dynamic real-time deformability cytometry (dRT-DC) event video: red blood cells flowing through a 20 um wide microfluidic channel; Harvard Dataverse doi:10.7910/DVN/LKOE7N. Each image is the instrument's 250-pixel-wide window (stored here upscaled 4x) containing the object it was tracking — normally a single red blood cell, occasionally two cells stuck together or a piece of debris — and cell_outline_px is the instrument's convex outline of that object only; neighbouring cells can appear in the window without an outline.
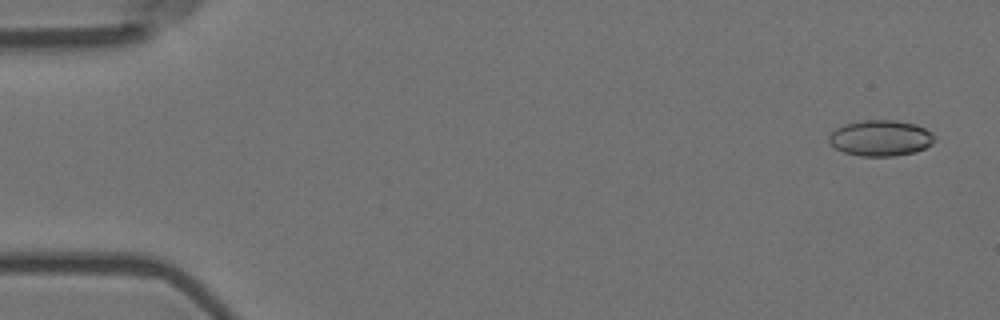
{"species": "Egyptian fruit bat (a non-hibernating species)", "species_latin": "Rousettus aegyptiacus", "temperature_condition": "room temperature", "stored_images_in_passage": 5, "camera_frame_rate_fps": 3000, "um_per_image_px": 0.085, "animal": {"sex": "female"}, "frame": {"image": 1, "passage_image": 1, "time_ms": 0.0, "image_size_px": [1000, 320], "cell_outline_px": [[936, 140], [932, 144], [916, 152], [896, 156], [860, 156], [844, 152], [836, 148], [828, 140], [828, 136], [836, 128], [844, 124], [864, 120], [896, 120], [916, 124], [932, 132], [936, 136]], "centroid_in_image_um": [74.89, 11.73], "position_along_channel_um": 10.1, "area_um2": 22.25}}
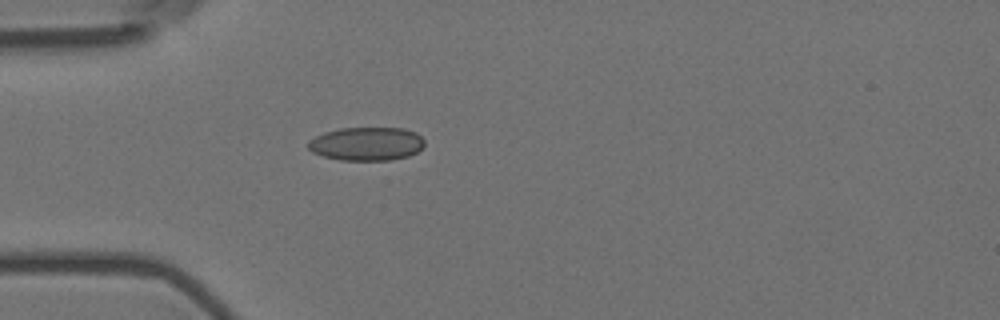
{"frame": {"image": 2, "passage_image": 5, "time_ms": 1.333, "image_size_px": [1000, 320], "cell_outline_px": [[424, 144], [416, 152], [408, 156], [392, 160], [340, 160], [324, 156], [312, 152], [308, 148], [308, 140], [324, 132], [340, 128], [404, 128], [416, 132], [424, 140]], "centroid_in_image_um": [31.15, 12.22], "position_along_channel_um": 53.9, "area_um2": 22.72}}